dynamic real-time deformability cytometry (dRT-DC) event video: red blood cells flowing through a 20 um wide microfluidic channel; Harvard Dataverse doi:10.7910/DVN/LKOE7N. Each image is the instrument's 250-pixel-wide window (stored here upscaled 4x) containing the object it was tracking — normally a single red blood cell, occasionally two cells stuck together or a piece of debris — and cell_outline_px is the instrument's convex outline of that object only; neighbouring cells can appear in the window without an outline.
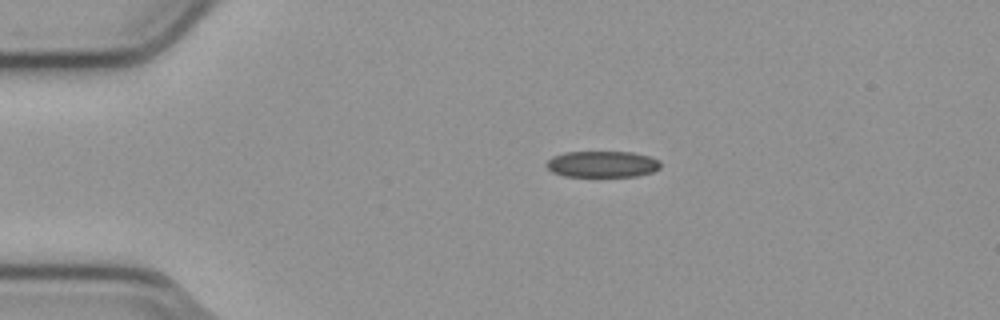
{"species": "common noctule bat (a hibernating species)", "species_latin": "Nyctalus noctula", "temperature_condition": "cold", "stored_images_in_passage": 36, "camera_frame_rate_fps": 3000, "um_per_image_px": 0.085, "animal": {"sex": "male", "body_mass_g": 23.1, "forearm_length_mm": 52.7}, "frame": {"image": 1, "passage_image": 1, "time_ms": 0.0, "image_size_px": [1000, 320], "cell_outline_px": [[660, 168], [652, 172], [636, 176], [564, 176], [552, 172], [544, 164], [552, 156], [564, 152], [632, 152], [648, 156], [660, 160]], "centroid_in_image_um": [51.17, 13.95], "position_along_channel_um": 33.8, "area_um2": 17.51}}
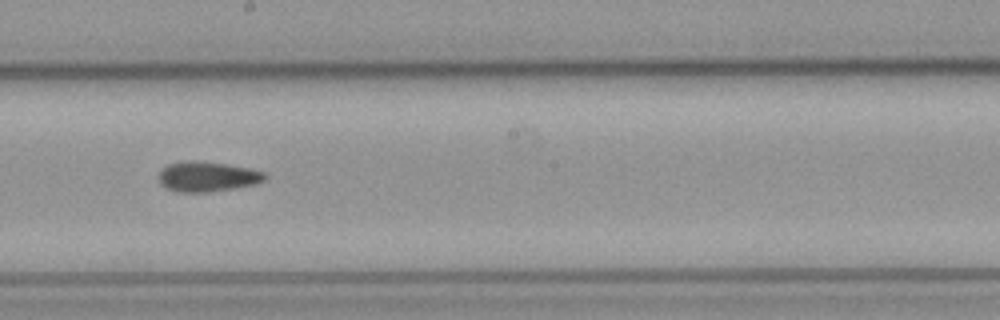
{"frame": {"image": 2, "passage_image": 20, "time_ms": 6.333, "image_size_px": [1000, 320], "cell_outline_px": [[268, 176], [264, 180], [256, 184], [208, 192], [176, 192], [160, 184], [156, 180], [156, 176], [160, 168], [168, 164], [184, 160], [192, 160], [228, 164], [248, 168], [264, 172]], "centroid_in_image_um": [17.54, 15.0], "position_along_channel_um": 230.7, "area_um2": 18.9}}
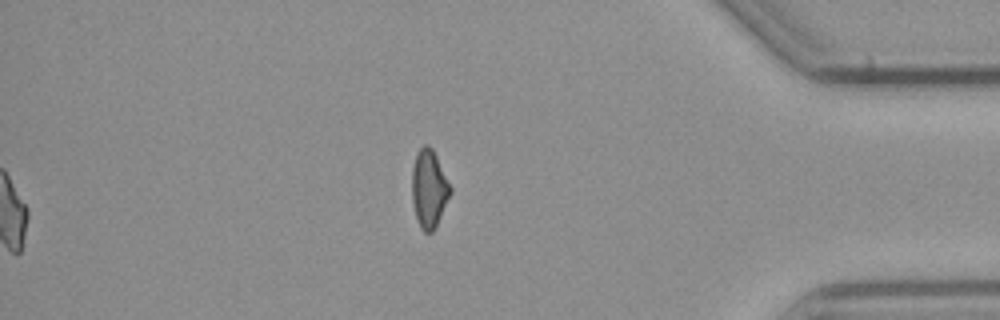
{"frame": {"image": 3, "passage_image": 36, "time_ms": 11.667, "image_size_px": [1000, 320], "cell_outline_px": [[452, 192], [432, 232], [424, 232], [420, 228], [416, 216], [412, 200], [412, 168], [416, 152], [424, 144], [428, 144], [432, 148], [452, 188]], "centroid_in_image_um": [36.46, 16.01], "position_along_channel_um": 398.7, "area_um2": 17.28}, "authors_computed_cell_mechanics": {"area_um2": 17.7446, "velocity_mm_per_s": 3.8068, "shape_relaxation_time_tau1_ms": 8.8999, "shape_relaxation_time_tau2_ms": 5.8118, "deformation_change_tau1": 0.1521, "deformation_change_tau2": 0.1302}}